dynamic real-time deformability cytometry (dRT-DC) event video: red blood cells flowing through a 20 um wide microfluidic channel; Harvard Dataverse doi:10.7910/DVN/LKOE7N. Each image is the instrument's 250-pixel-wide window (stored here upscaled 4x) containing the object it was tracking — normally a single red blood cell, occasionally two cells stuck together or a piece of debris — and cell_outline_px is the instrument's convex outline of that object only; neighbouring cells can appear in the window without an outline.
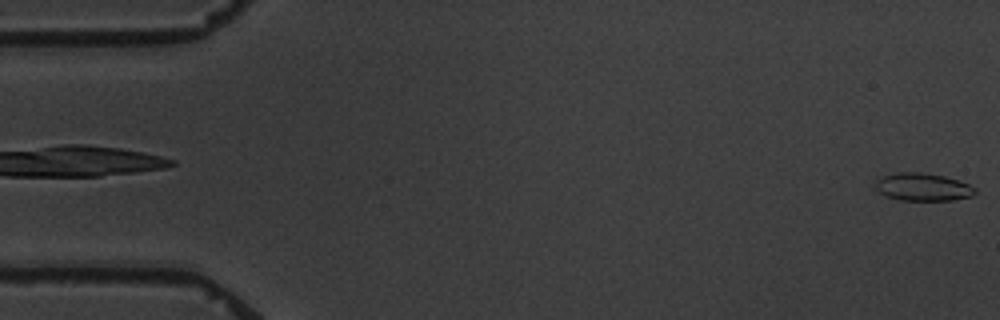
{"species": "common noctule bat (a hibernating species)", "species_latin": "Nyctalus noctula", "temperature_condition": "warm", "stored_images_in_passage": 4, "camera_frame_rate_fps": 3000, "um_per_image_px": 0.085, "animal": {"sex": "male", "body_mass_g": 19.5, "forearm_length_mm": 54.6}, "frame": {"image": 1, "passage_image": 4, "time_ms": 4.333, "image_size_px": [1000, 320], "cell_outline_px": [[976, 192], [972, 196], [952, 200], [900, 200], [888, 196], [880, 192], [876, 188], [876, 180], [884, 176], [896, 172], [924, 172], [944, 176], [968, 184], [976, 188]], "centroid_in_image_um": [78.46, 15.89], "position_along_channel_um": 6.5, "area_um2": 15.95}}